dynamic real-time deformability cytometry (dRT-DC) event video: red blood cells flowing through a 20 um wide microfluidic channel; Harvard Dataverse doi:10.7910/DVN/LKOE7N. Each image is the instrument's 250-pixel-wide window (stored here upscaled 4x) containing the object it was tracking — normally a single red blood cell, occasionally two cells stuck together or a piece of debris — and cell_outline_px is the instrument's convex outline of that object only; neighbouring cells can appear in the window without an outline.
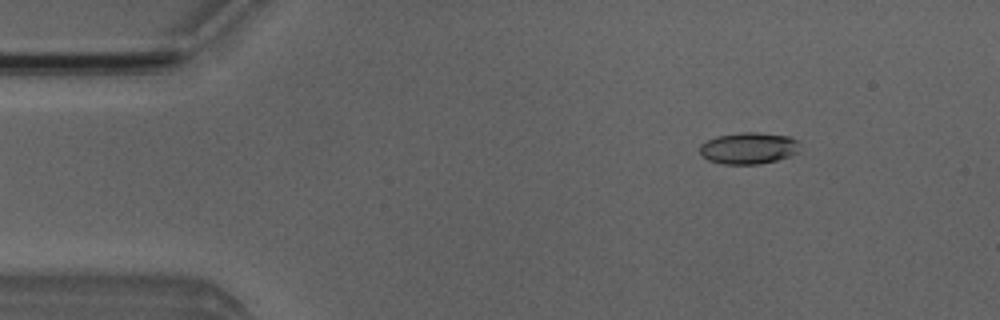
{"species": "Egyptian fruit bat (a non-hibernating species)", "species_latin": "Rousettus aegyptiacus", "temperature_condition": "room temperature", "stored_images_in_passage": 4, "camera_frame_rate_fps": 3000, "um_per_image_px": 0.085, "animal": {"sex": "male"}, "frame": {"image": 1, "passage_image": 2, "time_ms": 1.333, "image_size_px": [1000, 320], "cell_outline_px": [[800, 152], [776, 160], [760, 164], [724, 164], [708, 160], [700, 156], [700, 144], [716, 136], [740, 132], [760, 132], [788, 136], [796, 140]], "centroid_in_image_um": [63.6, 12.59], "position_along_channel_um": 21.4, "area_um2": 18.5}}